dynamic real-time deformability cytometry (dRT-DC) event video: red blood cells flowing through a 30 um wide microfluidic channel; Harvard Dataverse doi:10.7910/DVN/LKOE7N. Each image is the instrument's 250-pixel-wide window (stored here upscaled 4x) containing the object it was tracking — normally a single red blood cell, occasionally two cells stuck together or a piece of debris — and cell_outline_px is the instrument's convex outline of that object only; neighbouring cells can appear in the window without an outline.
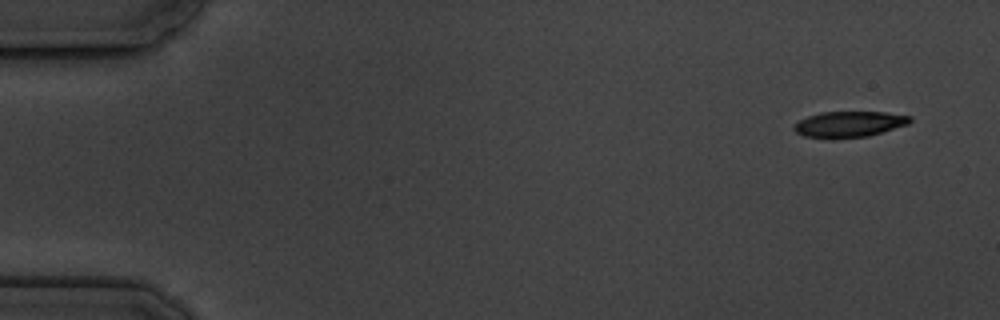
{"species": "common noctule bat (a hibernating species)", "species_latin": "Nyctalus noctula", "temperature_condition": "cold", "stored_images_in_passage": 6, "segment_of_instrument_passage": [1, 2], "camera_frame_rate_fps": 3000, "um_per_image_px": 0.085, "animal": {"sex": "male", "body_mass_g": 19.5, "forearm_length_mm": 54.6}, "frame": {"image": 1, "passage_image": 1, "time_ms": 0.0, "image_size_px": [1000, 320], "cell_outline_px": [[912, 120], [908, 124], [868, 136], [804, 136], [796, 132], [792, 128], [800, 120], [808, 116], [820, 112], [884, 112], [912, 116]], "centroid_in_image_um": [72.22, 10.51], "position_along_channel_um": 12.8, "area_um2": 16.76}}